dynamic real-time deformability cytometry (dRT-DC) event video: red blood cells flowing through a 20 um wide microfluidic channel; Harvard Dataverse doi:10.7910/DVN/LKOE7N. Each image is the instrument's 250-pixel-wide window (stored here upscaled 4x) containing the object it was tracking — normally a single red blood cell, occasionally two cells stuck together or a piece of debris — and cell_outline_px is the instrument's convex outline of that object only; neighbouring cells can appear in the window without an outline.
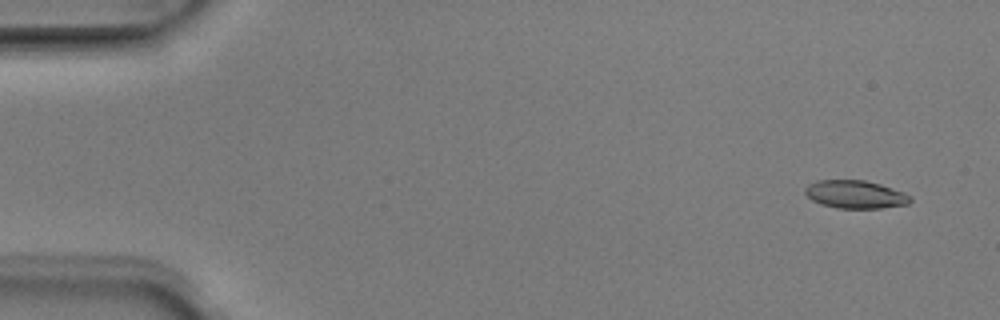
{"species": "Egyptian fruit bat (a non-hibernating species)", "species_latin": "Rousettus aegyptiacus", "temperature_condition": "room temperature", "stored_images_in_passage": 6, "camera_frame_rate_fps": 3000, "um_per_image_px": 0.085, "animal": {"sex": "male"}, "frame": {"image": 1, "passage_image": 1, "time_ms": 0.0, "image_size_px": [1000, 320], "cell_outline_px": [[912, 200], [908, 204], [880, 208], [836, 208], [820, 204], [812, 200], [804, 192], [804, 188], [808, 184], [816, 180], [864, 180], [880, 184], [904, 192], [912, 196]], "centroid_in_image_um": [72.69, 16.52], "position_along_channel_um": 12.3, "area_um2": 17.28}}
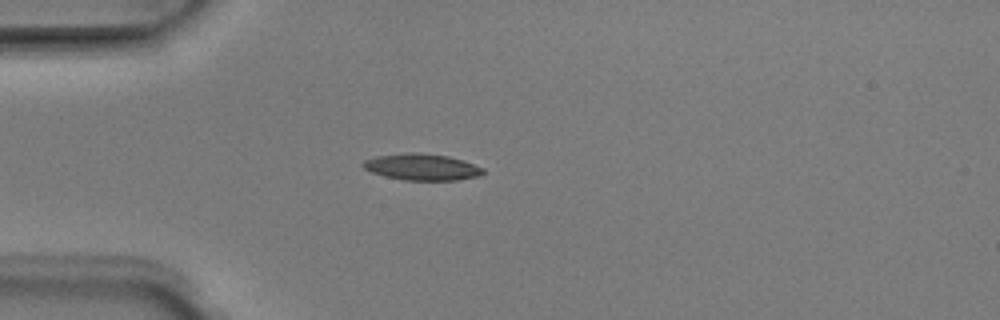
{"frame": {"image": 2, "passage_image": 4, "time_ms": 1.0, "image_size_px": [1000, 320], "cell_outline_px": [[484, 172], [480, 176], [456, 180], [404, 180], [384, 176], [372, 172], [364, 168], [360, 164], [364, 160], [376, 156], [404, 152], [416, 152], [448, 156], [484, 168]], "centroid_in_image_um": [35.82, 14.19], "position_along_channel_um": 49.2, "area_um2": 18.5}}
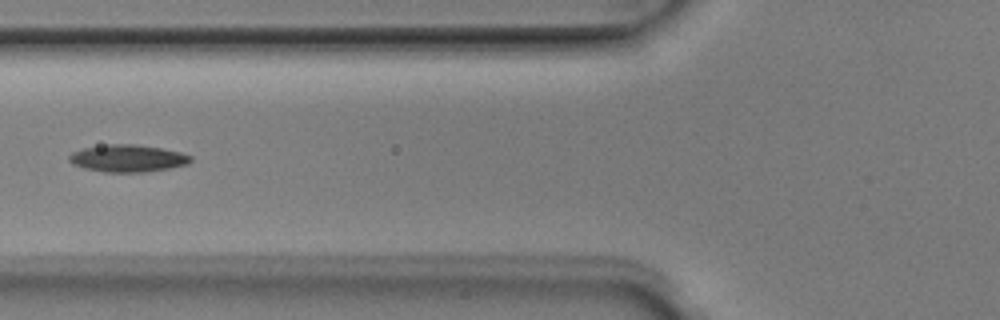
{"frame": {"image": 3, "passage_image": 6, "time_ms": 1.667, "image_size_px": [1000, 320], "cell_outline_px": [[192, 160], [188, 164], [168, 168], [144, 172], [104, 172], [84, 168], [72, 164], [68, 160], [68, 156], [72, 152], [84, 148], [108, 144], [136, 144], [160, 148], [180, 152], [192, 156]], "centroid_in_image_um": [10.84, 13.46], "position_along_channel_um": 115.0, "area_um2": 19.25}}